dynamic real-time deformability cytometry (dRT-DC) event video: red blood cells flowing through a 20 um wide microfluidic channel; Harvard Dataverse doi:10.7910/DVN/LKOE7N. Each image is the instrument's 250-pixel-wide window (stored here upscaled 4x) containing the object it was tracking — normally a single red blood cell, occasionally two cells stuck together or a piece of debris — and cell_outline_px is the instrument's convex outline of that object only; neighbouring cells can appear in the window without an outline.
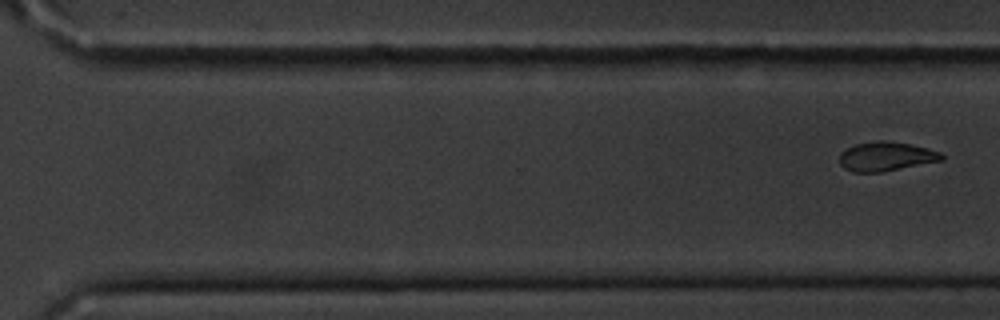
{"species": "common noctule bat (a hibernating species)", "species_latin": "Nyctalus noctula", "temperature_condition": "cold", "stored_images_in_passage": 10, "segment_of_instrument_passage": [2, 2], "camera_frame_rate_fps": 3000, "um_per_image_px": 0.085, "animal": {"sex": "male", "body_mass_g": 20.1, "forearm_length_mm": 53.5}, "frame": {"image": 1, "passage_image": 10, "time_ms": 10.333, "image_size_px": [1000, 320], "cell_outline_px": [[944, 160], [880, 172], [852, 172], [844, 168], [840, 164], [840, 152], [856, 144], [880, 140], [884, 140], [908, 144], [928, 148], [940, 152], [944, 156]], "centroid_in_image_um": [75.31, 13.3], "position_along_channel_um": 295.3, "area_um2": 17.22}}